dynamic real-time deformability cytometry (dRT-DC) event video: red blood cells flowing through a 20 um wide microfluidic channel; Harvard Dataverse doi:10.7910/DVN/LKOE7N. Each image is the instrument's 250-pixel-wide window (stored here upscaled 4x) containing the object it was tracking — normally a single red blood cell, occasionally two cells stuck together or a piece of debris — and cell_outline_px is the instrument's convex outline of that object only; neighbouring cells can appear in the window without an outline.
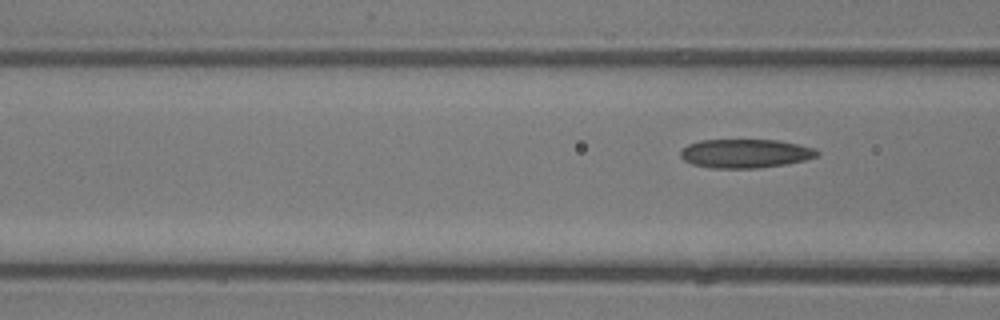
{"species": "common noctule bat (a hibernating species)", "species_latin": "Nyctalus noctula", "temperature_condition": "room temperature", "stored_images_in_passage": 4, "camera_frame_rate_fps": 3000, "um_per_image_px": 0.085, "animal": {"sex": "male", "body_mass_g": 13.3}, "frame": {"image": 1, "passage_image": 4, "time_ms": 4.667, "image_size_px": [1000, 320], "cell_outline_px": [[820, 156], [804, 160], [784, 164], [756, 168], [712, 168], [692, 164], [684, 160], [680, 156], [680, 152], [688, 144], [700, 140], [780, 140], [816, 148], [820, 152]], "centroid_in_image_um": [63.38, 13.04], "position_along_channel_um": 103.2, "area_um2": 23.0}}